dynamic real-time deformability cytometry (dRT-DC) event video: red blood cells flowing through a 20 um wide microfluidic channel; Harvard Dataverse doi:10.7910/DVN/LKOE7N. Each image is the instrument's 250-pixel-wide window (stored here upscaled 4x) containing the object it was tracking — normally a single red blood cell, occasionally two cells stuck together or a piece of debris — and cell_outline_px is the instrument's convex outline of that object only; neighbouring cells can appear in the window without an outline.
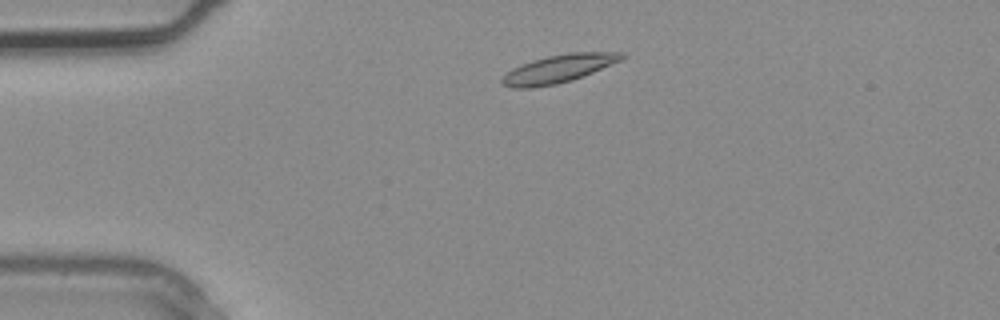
{"species": "common noctule bat (a hibernating species)", "species_latin": "Nyctalus noctula", "temperature_condition": "warm", "stored_images_in_passage": 1, "camera_frame_rate_fps": 3000, "um_per_image_px": 0.085, "animal": {"sex": "male", "body_mass_g": 20.4}, "frame": {"image": 1, "passage_image": 1, "time_ms": 0.0, "image_size_px": [1000, 320], "cell_outline_px": [[628, 56], [620, 60], [584, 76], [572, 80], [556, 84], [532, 88], [512, 88], [500, 84], [500, 80], [512, 68], [532, 60], [548, 56], [568, 52], [624, 52]], "centroid_in_image_um": [47.47, 5.84], "position_along_channel_um": 37.5, "area_um2": 19.59}}